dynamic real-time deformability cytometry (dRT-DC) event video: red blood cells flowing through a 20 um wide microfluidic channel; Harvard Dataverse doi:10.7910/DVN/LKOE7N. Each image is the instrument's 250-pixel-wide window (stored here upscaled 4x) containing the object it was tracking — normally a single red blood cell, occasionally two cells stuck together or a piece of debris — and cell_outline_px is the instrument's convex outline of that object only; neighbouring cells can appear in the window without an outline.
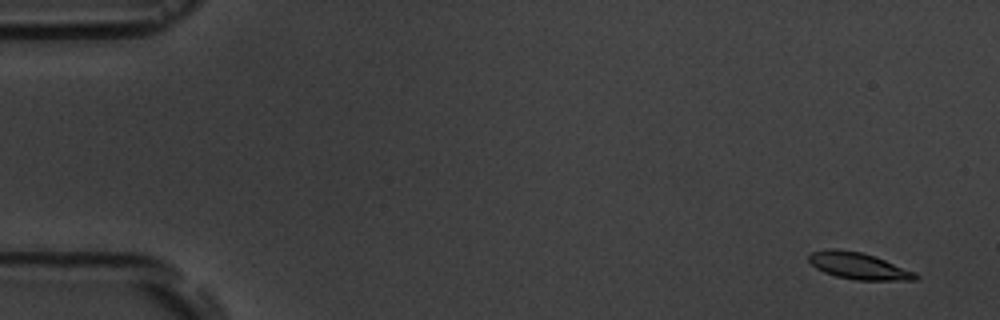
{"species": "common noctule bat (a hibernating species)", "species_latin": "Nyctalus noctula", "temperature_condition": "room temperature", "stored_images_in_passage": 4, "camera_frame_rate_fps": 3000, "um_per_image_px": 0.085, "animal": {"sex": "male", "body_mass_g": 19.5, "forearm_length_mm": 54.6}, "frame": {"image": 1, "passage_image": 1, "time_ms": 0.0, "image_size_px": [1000, 320], "cell_outline_px": [[920, 276], [916, 280], [856, 280], [836, 276], [824, 272], [816, 268], [808, 260], [808, 256], [812, 252], [832, 248], [836, 248], [860, 252], [876, 256], [916, 272]], "centroid_in_image_um": [73.0, 22.6], "position_along_channel_um": 12.0, "area_um2": 16.65}}